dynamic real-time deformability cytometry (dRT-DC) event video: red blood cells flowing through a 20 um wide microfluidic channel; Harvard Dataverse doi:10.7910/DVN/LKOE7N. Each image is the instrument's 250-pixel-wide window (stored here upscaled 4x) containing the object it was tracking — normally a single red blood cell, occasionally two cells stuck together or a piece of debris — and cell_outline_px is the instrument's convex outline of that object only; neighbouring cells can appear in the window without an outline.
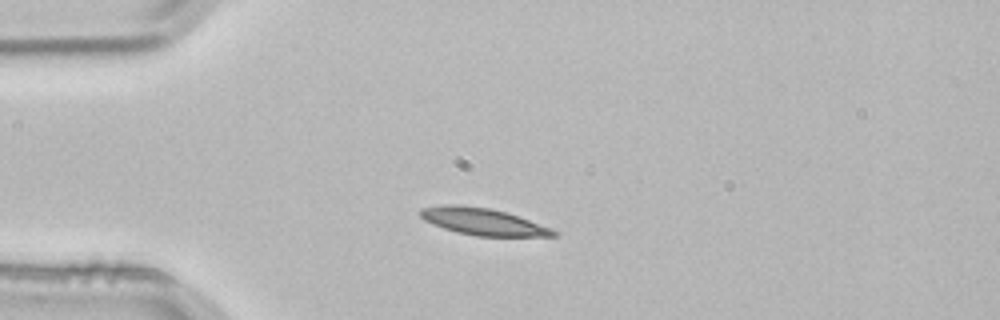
{"species": "common noctule bat (a hibernating species)", "species_latin": "Nyctalus noctula", "temperature_condition": "room temperature", "stored_images_in_passage": 1, "camera_frame_rate_fps": 3000, "um_per_image_px": 0.085, "animal": {"sex": "male", "body_mass_g": 21.5, "forearm_length_mm": 52.0}, "frame": {"image": 1, "passage_image": 1, "time_ms": 0.0, "image_size_px": [1000, 320], "cell_outline_px": [[556, 236], [476, 236], [456, 232], [432, 224], [424, 220], [416, 212], [420, 208], [444, 204], [460, 204], [492, 208], [552, 228], [556, 232]], "centroid_in_image_um": [40.95, 18.82], "position_along_channel_um": 44.0, "area_um2": 20.92}}